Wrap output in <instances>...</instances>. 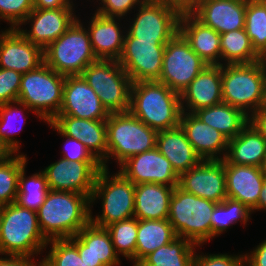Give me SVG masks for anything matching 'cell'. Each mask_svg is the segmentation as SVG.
Here are the masks:
<instances>
[{
	"label": "cell",
	"instance_id": "44",
	"mask_svg": "<svg viewBox=\"0 0 266 266\" xmlns=\"http://www.w3.org/2000/svg\"><path fill=\"white\" fill-rule=\"evenodd\" d=\"M52 129H56L62 137L66 139L65 149L62 151L63 158L71 162L76 161H97L92 154L85 148L84 144L75 138L65 136L52 122H47Z\"/></svg>",
	"mask_w": 266,
	"mask_h": 266
},
{
	"label": "cell",
	"instance_id": "13",
	"mask_svg": "<svg viewBox=\"0 0 266 266\" xmlns=\"http://www.w3.org/2000/svg\"><path fill=\"white\" fill-rule=\"evenodd\" d=\"M169 41H138L125 33L120 66L130 76L132 83L158 81L162 70L163 53Z\"/></svg>",
	"mask_w": 266,
	"mask_h": 266
},
{
	"label": "cell",
	"instance_id": "49",
	"mask_svg": "<svg viewBox=\"0 0 266 266\" xmlns=\"http://www.w3.org/2000/svg\"><path fill=\"white\" fill-rule=\"evenodd\" d=\"M249 123L266 139V107L261 106L256 110L249 117Z\"/></svg>",
	"mask_w": 266,
	"mask_h": 266
},
{
	"label": "cell",
	"instance_id": "51",
	"mask_svg": "<svg viewBox=\"0 0 266 266\" xmlns=\"http://www.w3.org/2000/svg\"><path fill=\"white\" fill-rule=\"evenodd\" d=\"M36 9H56L62 7H75L72 0H33Z\"/></svg>",
	"mask_w": 266,
	"mask_h": 266
},
{
	"label": "cell",
	"instance_id": "1",
	"mask_svg": "<svg viewBox=\"0 0 266 266\" xmlns=\"http://www.w3.org/2000/svg\"><path fill=\"white\" fill-rule=\"evenodd\" d=\"M91 197L79 193L49 190L36 211L47 240L75 236L91 222Z\"/></svg>",
	"mask_w": 266,
	"mask_h": 266
},
{
	"label": "cell",
	"instance_id": "43",
	"mask_svg": "<svg viewBox=\"0 0 266 266\" xmlns=\"http://www.w3.org/2000/svg\"><path fill=\"white\" fill-rule=\"evenodd\" d=\"M22 74L0 68V105L18 100Z\"/></svg>",
	"mask_w": 266,
	"mask_h": 266
},
{
	"label": "cell",
	"instance_id": "54",
	"mask_svg": "<svg viewBox=\"0 0 266 266\" xmlns=\"http://www.w3.org/2000/svg\"><path fill=\"white\" fill-rule=\"evenodd\" d=\"M261 172L263 173V175L266 177V154L264 156L263 162L260 166Z\"/></svg>",
	"mask_w": 266,
	"mask_h": 266
},
{
	"label": "cell",
	"instance_id": "29",
	"mask_svg": "<svg viewBox=\"0 0 266 266\" xmlns=\"http://www.w3.org/2000/svg\"><path fill=\"white\" fill-rule=\"evenodd\" d=\"M174 187L158 183L135 185L134 217L138 220L168 219Z\"/></svg>",
	"mask_w": 266,
	"mask_h": 266
},
{
	"label": "cell",
	"instance_id": "7",
	"mask_svg": "<svg viewBox=\"0 0 266 266\" xmlns=\"http://www.w3.org/2000/svg\"><path fill=\"white\" fill-rule=\"evenodd\" d=\"M65 78L43 63L22 74L17 101L30 108L41 120L51 122L62 105Z\"/></svg>",
	"mask_w": 266,
	"mask_h": 266
},
{
	"label": "cell",
	"instance_id": "27",
	"mask_svg": "<svg viewBox=\"0 0 266 266\" xmlns=\"http://www.w3.org/2000/svg\"><path fill=\"white\" fill-rule=\"evenodd\" d=\"M179 33L189 43L191 49L208 65H222L220 34L198 21L192 14H184L179 19Z\"/></svg>",
	"mask_w": 266,
	"mask_h": 266
},
{
	"label": "cell",
	"instance_id": "50",
	"mask_svg": "<svg viewBox=\"0 0 266 266\" xmlns=\"http://www.w3.org/2000/svg\"><path fill=\"white\" fill-rule=\"evenodd\" d=\"M36 264L32 258L23 256L6 255L5 258L0 257V266H41V261Z\"/></svg>",
	"mask_w": 266,
	"mask_h": 266
},
{
	"label": "cell",
	"instance_id": "14",
	"mask_svg": "<svg viewBox=\"0 0 266 266\" xmlns=\"http://www.w3.org/2000/svg\"><path fill=\"white\" fill-rule=\"evenodd\" d=\"M102 168L98 161L71 162L63 157L43 170L49 190L67 191L92 196L97 175Z\"/></svg>",
	"mask_w": 266,
	"mask_h": 266
},
{
	"label": "cell",
	"instance_id": "3",
	"mask_svg": "<svg viewBox=\"0 0 266 266\" xmlns=\"http://www.w3.org/2000/svg\"><path fill=\"white\" fill-rule=\"evenodd\" d=\"M266 59L221 65L222 100L251 116L264 102Z\"/></svg>",
	"mask_w": 266,
	"mask_h": 266
},
{
	"label": "cell",
	"instance_id": "25",
	"mask_svg": "<svg viewBox=\"0 0 266 266\" xmlns=\"http://www.w3.org/2000/svg\"><path fill=\"white\" fill-rule=\"evenodd\" d=\"M264 179L260 167L234 165L225 160L227 197L240 201L251 210L257 206Z\"/></svg>",
	"mask_w": 266,
	"mask_h": 266
},
{
	"label": "cell",
	"instance_id": "6",
	"mask_svg": "<svg viewBox=\"0 0 266 266\" xmlns=\"http://www.w3.org/2000/svg\"><path fill=\"white\" fill-rule=\"evenodd\" d=\"M217 203L174 187L168 221L176 236L200 247L211 240V216Z\"/></svg>",
	"mask_w": 266,
	"mask_h": 266
},
{
	"label": "cell",
	"instance_id": "52",
	"mask_svg": "<svg viewBox=\"0 0 266 266\" xmlns=\"http://www.w3.org/2000/svg\"><path fill=\"white\" fill-rule=\"evenodd\" d=\"M255 210H266V177L263 182V186L261 188L260 196L258 199L257 206L252 210V213Z\"/></svg>",
	"mask_w": 266,
	"mask_h": 266
},
{
	"label": "cell",
	"instance_id": "42",
	"mask_svg": "<svg viewBox=\"0 0 266 266\" xmlns=\"http://www.w3.org/2000/svg\"><path fill=\"white\" fill-rule=\"evenodd\" d=\"M33 9V0H0V20L18 28Z\"/></svg>",
	"mask_w": 266,
	"mask_h": 266
},
{
	"label": "cell",
	"instance_id": "47",
	"mask_svg": "<svg viewBox=\"0 0 266 266\" xmlns=\"http://www.w3.org/2000/svg\"><path fill=\"white\" fill-rule=\"evenodd\" d=\"M250 252L244 254V266H266V240Z\"/></svg>",
	"mask_w": 266,
	"mask_h": 266
},
{
	"label": "cell",
	"instance_id": "19",
	"mask_svg": "<svg viewBox=\"0 0 266 266\" xmlns=\"http://www.w3.org/2000/svg\"><path fill=\"white\" fill-rule=\"evenodd\" d=\"M44 63L43 49L28 41L17 28H8L0 42V68L21 74Z\"/></svg>",
	"mask_w": 266,
	"mask_h": 266
},
{
	"label": "cell",
	"instance_id": "46",
	"mask_svg": "<svg viewBox=\"0 0 266 266\" xmlns=\"http://www.w3.org/2000/svg\"><path fill=\"white\" fill-rule=\"evenodd\" d=\"M195 252L192 266H244V255L209 254Z\"/></svg>",
	"mask_w": 266,
	"mask_h": 266
},
{
	"label": "cell",
	"instance_id": "53",
	"mask_svg": "<svg viewBox=\"0 0 266 266\" xmlns=\"http://www.w3.org/2000/svg\"><path fill=\"white\" fill-rule=\"evenodd\" d=\"M12 153L7 149L0 139V161L8 158Z\"/></svg>",
	"mask_w": 266,
	"mask_h": 266
},
{
	"label": "cell",
	"instance_id": "34",
	"mask_svg": "<svg viewBox=\"0 0 266 266\" xmlns=\"http://www.w3.org/2000/svg\"><path fill=\"white\" fill-rule=\"evenodd\" d=\"M221 61L225 64L253 63L263 58L252 47L245 29L220 34Z\"/></svg>",
	"mask_w": 266,
	"mask_h": 266
},
{
	"label": "cell",
	"instance_id": "15",
	"mask_svg": "<svg viewBox=\"0 0 266 266\" xmlns=\"http://www.w3.org/2000/svg\"><path fill=\"white\" fill-rule=\"evenodd\" d=\"M178 187L197 197L221 203L227 198L225 159L202 160L179 175Z\"/></svg>",
	"mask_w": 266,
	"mask_h": 266
},
{
	"label": "cell",
	"instance_id": "36",
	"mask_svg": "<svg viewBox=\"0 0 266 266\" xmlns=\"http://www.w3.org/2000/svg\"><path fill=\"white\" fill-rule=\"evenodd\" d=\"M24 167L18 178V192L15 203L23 208L37 211L49 191L46 175L43 171L26 177Z\"/></svg>",
	"mask_w": 266,
	"mask_h": 266
},
{
	"label": "cell",
	"instance_id": "24",
	"mask_svg": "<svg viewBox=\"0 0 266 266\" xmlns=\"http://www.w3.org/2000/svg\"><path fill=\"white\" fill-rule=\"evenodd\" d=\"M180 101L182 111L187 113L223 102L221 65H207L181 92Z\"/></svg>",
	"mask_w": 266,
	"mask_h": 266
},
{
	"label": "cell",
	"instance_id": "45",
	"mask_svg": "<svg viewBox=\"0 0 266 266\" xmlns=\"http://www.w3.org/2000/svg\"><path fill=\"white\" fill-rule=\"evenodd\" d=\"M102 7L95 11L105 17L123 18L127 13L140 5L144 0H99Z\"/></svg>",
	"mask_w": 266,
	"mask_h": 266
},
{
	"label": "cell",
	"instance_id": "55",
	"mask_svg": "<svg viewBox=\"0 0 266 266\" xmlns=\"http://www.w3.org/2000/svg\"><path fill=\"white\" fill-rule=\"evenodd\" d=\"M2 219H3V206H0V235H1Z\"/></svg>",
	"mask_w": 266,
	"mask_h": 266
},
{
	"label": "cell",
	"instance_id": "17",
	"mask_svg": "<svg viewBox=\"0 0 266 266\" xmlns=\"http://www.w3.org/2000/svg\"><path fill=\"white\" fill-rule=\"evenodd\" d=\"M73 9V7L56 9L34 8L21 24L25 25V23L31 22V29L24 30L21 27L17 29L28 41L40 46L44 50L52 41H55L65 33L78 18L73 13Z\"/></svg>",
	"mask_w": 266,
	"mask_h": 266
},
{
	"label": "cell",
	"instance_id": "31",
	"mask_svg": "<svg viewBox=\"0 0 266 266\" xmlns=\"http://www.w3.org/2000/svg\"><path fill=\"white\" fill-rule=\"evenodd\" d=\"M194 114L203 123L225 135L228 140L235 138L249 123V116L242 110L224 102L198 109Z\"/></svg>",
	"mask_w": 266,
	"mask_h": 266
},
{
	"label": "cell",
	"instance_id": "28",
	"mask_svg": "<svg viewBox=\"0 0 266 266\" xmlns=\"http://www.w3.org/2000/svg\"><path fill=\"white\" fill-rule=\"evenodd\" d=\"M156 147L170 161L178 175L202 161L180 126L158 131Z\"/></svg>",
	"mask_w": 266,
	"mask_h": 266
},
{
	"label": "cell",
	"instance_id": "35",
	"mask_svg": "<svg viewBox=\"0 0 266 266\" xmlns=\"http://www.w3.org/2000/svg\"><path fill=\"white\" fill-rule=\"evenodd\" d=\"M252 210L240 201L226 198L217 203L211 216V239L224 233L238 221L246 225Z\"/></svg>",
	"mask_w": 266,
	"mask_h": 266
},
{
	"label": "cell",
	"instance_id": "38",
	"mask_svg": "<svg viewBox=\"0 0 266 266\" xmlns=\"http://www.w3.org/2000/svg\"><path fill=\"white\" fill-rule=\"evenodd\" d=\"M244 29L252 47L266 59V8L259 0H247Z\"/></svg>",
	"mask_w": 266,
	"mask_h": 266
},
{
	"label": "cell",
	"instance_id": "21",
	"mask_svg": "<svg viewBox=\"0 0 266 266\" xmlns=\"http://www.w3.org/2000/svg\"><path fill=\"white\" fill-rule=\"evenodd\" d=\"M179 126L202 160L225 158L229 140L218 130L203 123L194 113L182 111Z\"/></svg>",
	"mask_w": 266,
	"mask_h": 266
},
{
	"label": "cell",
	"instance_id": "16",
	"mask_svg": "<svg viewBox=\"0 0 266 266\" xmlns=\"http://www.w3.org/2000/svg\"><path fill=\"white\" fill-rule=\"evenodd\" d=\"M119 168L118 171L135 185L158 183L173 187L178 186L179 175L157 147L129 157L119 165Z\"/></svg>",
	"mask_w": 266,
	"mask_h": 266
},
{
	"label": "cell",
	"instance_id": "20",
	"mask_svg": "<svg viewBox=\"0 0 266 266\" xmlns=\"http://www.w3.org/2000/svg\"><path fill=\"white\" fill-rule=\"evenodd\" d=\"M51 122L65 136L79 139L99 163L106 159V120L78 119L67 115H57Z\"/></svg>",
	"mask_w": 266,
	"mask_h": 266
},
{
	"label": "cell",
	"instance_id": "33",
	"mask_svg": "<svg viewBox=\"0 0 266 266\" xmlns=\"http://www.w3.org/2000/svg\"><path fill=\"white\" fill-rule=\"evenodd\" d=\"M197 247L189 240L176 237L145 256L136 266H192Z\"/></svg>",
	"mask_w": 266,
	"mask_h": 266
},
{
	"label": "cell",
	"instance_id": "37",
	"mask_svg": "<svg viewBox=\"0 0 266 266\" xmlns=\"http://www.w3.org/2000/svg\"><path fill=\"white\" fill-rule=\"evenodd\" d=\"M27 165L24 154H11L0 161V206L14 203L18 192V178L21 170Z\"/></svg>",
	"mask_w": 266,
	"mask_h": 266
},
{
	"label": "cell",
	"instance_id": "4",
	"mask_svg": "<svg viewBox=\"0 0 266 266\" xmlns=\"http://www.w3.org/2000/svg\"><path fill=\"white\" fill-rule=\"evenodd\" d=\"M48 240L41 232L36 211L11 203L3 206L0 255L33 258L42 254Z\"/></svg>",
	"mask_w": 266,
	"mask_h": 266
},
{
	"label": "cell",
	"instance_id": "9",
	"mask_svg": "<svg viewBox=\"0 0 266 266\" xmlns=\"http://www.w3.org/2000/svg\"><path fill=\"white\" fill-rule=\"evenodd\" d=\"M109 173L107 168L100 169L91 196V206L97 198L102 201V214L94 218L91 211V223L102 228L134 217L135 184L119 171Z\"/></svg>",
	"mask_w": 266,
	"mask_h": 266
},
{
	"label": "cell",
	"instance_id": "5",
	"mask_svg": "<svg viewBox=\"0 0 266 266\" xmlns=\"http://www.w3.org/2000/svg\"><path fill=\"white\" fill-rule=\"evenodd\" d=\"M107 156L101 163L108 168L107 161L112 157L118 165L129 157L156 147L158 131L148 127L129 111L110 113L106 120Z\"/></svg>",
	"mask_w": 266,
	"mask_h": 266
},
{
	"label": "cell",
	"instance_id": "11",
	"mask_svg": "<svg viewBox=\"0 0 266 266\" xmlns=\"http://www.w3.org/2000/svg\"><path fill=\"white\" fill-rule=\"evenodd\" d=\"M207 65L178 32L165 45L158 82L181 94Z\"/></svg>",
	"mask_w": 266,
	"mask_h": 266
},
{
	"label": "cell",
	"instance_id": "56",
	"mask_svg": "<svg viewBox=\"0 0 266 266\" xmlns=\"http://www.w3.org/2000/svg\"><path fill=\"white\" fill-rule=\"evenodd\" d=\"M262 106L266 107V79H265V89H264V102Z\"/></svg>",
	"mask_w": 266,
	"mask_h": 266
},
{
	"label": "cell",
	"instance_id": "2",
	"mask_svg": "<svg viewBox=\"0 0 266 266\" xmlns=\"http://www.w3.org/2000/svg\"><path fill=\"white\" fill-rule=\"evenodd\" d=\"M129 112L156 131L174 129L182 114L180 94L158 81L132 83Z\"/></svg>",
	"mask_w": 266,
	"mask_h": 266
},
{
	"label": "cell",
	"instance_id": "23",
	"mask_svg": "<svg viewBox=\"0 0 266 266\" xmlns=\"http://www.w3.org/2000/svg\"><path fill=\"white\" fill-rule=\"evenodd\" d=\"M247 0H202L192 15L219 34L244 29Z\"/></svg>",
	"mask_w": 266,
	"mask_h": 266
},
{
	"label": "cell",
	"instance_id": "39",
	"mask_svg": "<svg viewBox=\"0 0 266 266\" xmlns=\"http://www.w3.org/2000/svg\"><path fill=\"white\" fill-rule=\"evenodd\" d=\"M116 254L133 261L135 266V250L138 230V219L132 217L115 222L106 227Z\"/></svg>",
	"mask_w": 266,
	"mask_h": 266
},
{
	"label": "cell",
	"instance_id": "12",
	"mask_svg": "<svg viewBox=\"0 0 266 266\" xmlns=\"http://www.w3.org/2000/svg\"><path fill=\"white\" fill-rule=\"evenodd\" d=\"M126 31L138 41H170L179 32L180 15L162 0H144Z\"/></svg>",
	"mask_w": 266,
	"mask_h": 266
},
{
	"label": "cell",
	"instance_id": "40",
	"mask_svg": "<svg viewBox=\"0 0 266 266\" xmlns=\"http://www.w3.org/2000/svg\"><path fill=\"white\" fill-rule=\"evenodd\" d=\"M14 104L17 105L18 107L15 106ZM20 106L23 107L24 110L31 111L30 108L26 107L24 104H22L19 101L0 105V139L12 154L18 153L19 148H20L19 140H17V138L15 139L13 138L14 137L13 134L17 135V132H18L17 130H22V127L17 125V122H19L18 119H22L25 116L23 115V113H21L23 112L22 111L23 109H21ZM16 119L18 121H15L16 124L13 125V122H14L13 120H16ZM12 126H17V128H14Z\"/></svg>",
	"mask_w": 266,
	"mask_h": 266
},
{
	"label": "cell",
	"instance_id": "8",
	"mask_svg": "<svg viewBox=\"0 0 266 266\" xmlns=\"http://www.w3.org/2000/svg\"><path fill=\"white\" fill-rule=\"evenodd\" d=\"M44 63L63 76L81 75L98 59L93 53L88 30L78 18L44 50Z\"/></svg>",
	"mask_w": 266,
	"mask_h": 266
},
{
	"label": "cell",
	"instance_id": "10",
	"mask_svg": "<svg viewBox=\"0 0 266 266\" xmlns=\"http://www.w3.org/2000/svg\"><path fill=\"white\" fill-rule=\"evenodd\" d=\"M81 76L109 114L129 111L132 81L118 60L98 59L89 64Z\"/></svg>",
	"mask_w": 266,
	"mask_h": 266
},
{
	"label": "cell",
	"instance_id": "26",
	"mask_svg": "<svg viewBox=\"0 0 266 266\" xmlns=\"http://www.w3.org/2000/svg\"><path fill=\"white\" fill-rule=\"evenodd\" d=\"M120 18L105 17L95 12L87 30L97 59L118 60L123 52L126 33L119 25ZM120 26V27H119Z\"/></svg>",
	"mask_w": 266,
	"mask_h": 266
},
{
	"label": "cell",
	"instance_id": "18",
	"mask_svg": "<svg viewBox=\"0 0 266 266\" xmlns=\"http://www.w3.org/2000/svg\"><path fill=\"white\" fill-rule=\"evenodd\" d=\"M58 115L78 119L107 120L109 113L100 98L81 75L66 76L63 101Z\"/></svg>",
	"mask_w": 266,
	"mask_h": 266
},
{
	"label": "cell",
	"instance_id": "41",
	"mask_svg": "<svg viewBox=\"0 0 266 266\" xmlns=\"http://www.w3.org/2000/svg\"><path fill=\"white\" fill-rule=\"evenodd\" d=\"M48 255L43 257L41 266H88L81 259L77 246L69 239H51Z\"/></svg>",
	"mask_w": 266,
	"mask_h": 266
},
{
	"label": "cell",
	"instance_id": "30",
	"mask_svg": "<svg viewBox=\"0 0 266 266\" xmlns=\"http://www.w3.org/2000/svg\"><path fill=\"white\" fill-rule=\"evenodd\" d=\"M266 154V139L248 123L241 132L229 139L225 160L234 165L260 167Z\"/></svg>",
	"mask_w": 266,
	"mask_h": 266
},
{
	"label": "cell",
	"instance_id": "48",
	"mask_svg": "<svg viewBox=\"0 0 266 266\" xmlns=\"http://www.w3.org/2000/svg\"><path fill=\"white\" fill-rule=\"evenodd\" d=\"M180 16L192 14L201 4L202 0H162Z\"/></svg>",
	"mask_w": 266,
	"mask_h": 266
},
{
	"label": "cell",
	"instance_id": "57",
	"mask_svg": "<svg viewBox=\"0 0 266 266\" xmlns=\"http://www.w3.org/2000/svg\"><path fill=\"white\" fill-rule=\"evenodd\" d=\"M262 4H263V6L266 8V0H259Z\"/></svg>",
	"mask_w": 266,
	"mask_h": 266
},
{
	"label": "cell",
	"instance_id": "32",
	"mask_svg": "<svg viewBox=\"0 0 266 266\" xmlns=\"http://www.w3.org/2000/svg\"><path fill=\"white\" fill-rule=\"evenodd\" d=\"M176 237L168 219L138 220L135 266L149 253L170 243Z\"/></svg>",
	"mask_w": 266,
	"mask_h": 266
},
{
	"label": "cell",
	"instance_id": "58",
	"mask_svg": "<svg viewBox=\"0 0 266 266\" xmlns=\"http://www.w3.org/2000/svg\"><path fill=\"white\" fill-rule=\"evenodd\" d=\"M8 29H6L5 31H1L2 33H0V42H1V38H2V35L7 31Z\"/></svg>",
	"mask_w": 266,
	"mask_h": 266
},
{
	"label": "cell",
	"instance_id": "22",
	"mask_svg": "<svg viewBox=\"0 0 266 266\" xmlns=\"http://www.w3.org/2000/svg\"><path fill=\"white\" fill-rule=\"evenodd\" d=\"M69 239L88 266H118L121 263L106 228L90 222Z\"/></svg>",
	"mask_w": 266,
	"mask_h": 266
}]
</instances>
